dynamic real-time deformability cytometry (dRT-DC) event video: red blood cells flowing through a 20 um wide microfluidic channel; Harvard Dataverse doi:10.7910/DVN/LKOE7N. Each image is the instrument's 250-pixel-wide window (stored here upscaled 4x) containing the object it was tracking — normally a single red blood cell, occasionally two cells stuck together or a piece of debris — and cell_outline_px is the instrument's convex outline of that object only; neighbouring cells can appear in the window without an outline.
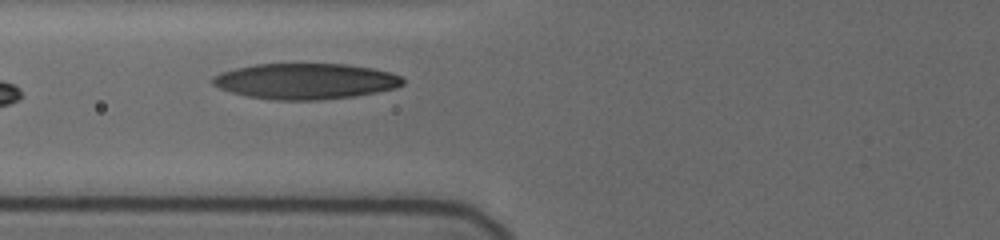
{"species": "human", "species_latin": "Homo sapiens", "temperature_condition": "cold", "stored_images_in_passage": 8, "camera_frame_rate_fps": 3000, "um_per_image_px": 0.085, "donor": {"sex": "female"}, "frame": {"image": 1, "passage_image": 4, "time_ms": 2.333, "image_size_px": [1000, 240], "cell_outline_px": [[404, 84], [396, 88], [356, 96], [316, 100], [276, 100], [248, 96], [232, 92], [220, 88], [212, 84], [212, 76], [220, 72], [236, 68], [256, 64], [348, 64], [372, 68], [392, 72], [400, 76], [404, 80]], "centroid_in_image_um": [25.99, 6.9], "position_along_channel_um": 99.8, "area_um2": 39.71}}